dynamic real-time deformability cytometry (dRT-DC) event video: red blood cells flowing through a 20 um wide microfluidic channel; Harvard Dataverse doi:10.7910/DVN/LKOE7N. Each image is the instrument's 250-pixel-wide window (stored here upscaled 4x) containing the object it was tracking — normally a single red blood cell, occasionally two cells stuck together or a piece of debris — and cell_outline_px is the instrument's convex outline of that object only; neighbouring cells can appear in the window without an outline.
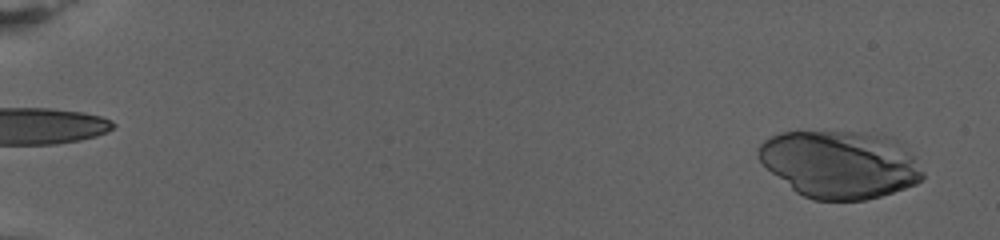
{"species": "human", "species_latin": "Homo sapiens", "temperature_condition": "warm", "stored_images_in_passage": 69, "camera_frame_rate_fps": 3000, "um_per_image_px": 0.085, "donor": {"sex": "female"}, "frame": {"image": 1, "passage_image": 4, "time_ms": 1.0, "image_size_px": [1000, 240], "cell_outline_px": [[924, 176], [916, 184], [880, 196], [864, 200], [812, 200], [796, 192], [772, 172], [760, 160], [756, 152], [756, 148], [764, 140], [780, 132], [856, 132], [892, 136], [912, 156], [924, 172]], "centroid_in_image_um": [71.38, 13.96], "position_along_channel_um": 13.6, "area_um2": 64.27}}